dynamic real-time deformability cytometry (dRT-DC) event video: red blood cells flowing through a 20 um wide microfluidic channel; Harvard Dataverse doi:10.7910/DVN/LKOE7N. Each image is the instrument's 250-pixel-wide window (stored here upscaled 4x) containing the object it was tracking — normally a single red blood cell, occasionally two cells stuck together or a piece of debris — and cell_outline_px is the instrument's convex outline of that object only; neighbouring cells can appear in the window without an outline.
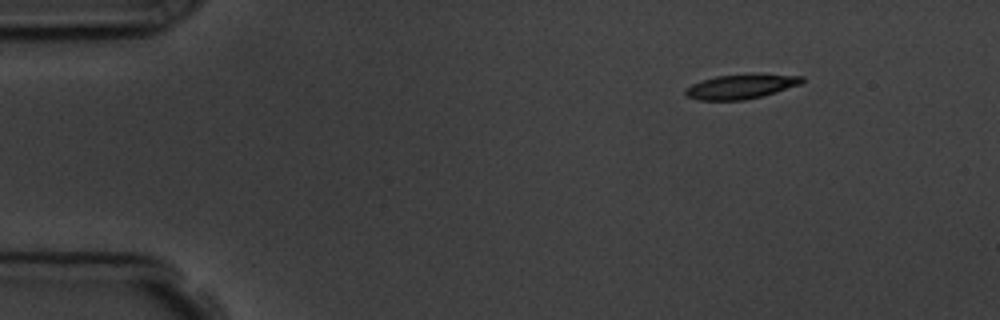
{"species": "common noctule bat (a hibernating species)", "species_latin": "Nyctalus noctula", "temperature_condition": "room temperature", "stored_images_in_passage": 6, "camera_frame_rate_fps": 3000, "um_per_image_px": 0.085, "animal": {"sex": "male", "body_mass_g": 19.5, "forearm_length_mm": 54.6}, "frame": {"image": 1, "passage_image": 1, "time_ms": 0.0, "image_size_px": [1000, 320], "cell_outline_px": [[804, 80], [800, 84], [776, 92], [744, 100], [700, 100], [688, 96], [684, 92], [684, 88], [692, 84], [716, 76], [752, 72], [804, 76]], "centroid_in_image_um": [63.01, 7.32], "position_along_channel_um": 22.0, "area_um2": 16.94}}